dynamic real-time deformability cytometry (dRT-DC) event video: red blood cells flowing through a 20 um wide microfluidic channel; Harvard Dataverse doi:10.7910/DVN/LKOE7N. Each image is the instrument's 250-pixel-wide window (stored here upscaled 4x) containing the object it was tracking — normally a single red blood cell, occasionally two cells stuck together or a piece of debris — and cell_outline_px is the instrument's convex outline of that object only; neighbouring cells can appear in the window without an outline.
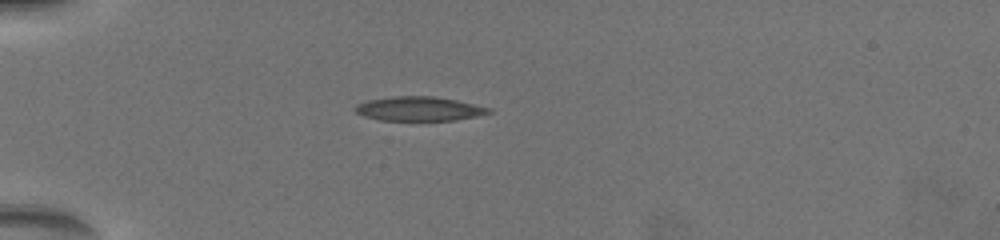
{"species": "common noctule bat (a hibernating species)", "species_latin": "Nyctalus noctula", "temperature_condition": "warm", "stored_images_in_passage": 30, "camera_frame_rate_fps": 3000, "um_per_image_px": 0.085, "animal": {"sex": "female", "body_mass_g": 19.5, "forearm_length_mm": 54.1}, "frame": {"image": 1, "passage_image": 1, "time_ms": 0.0, "image_size_px": [1000, 240], "cell_outline_px": [[492, 112], [476, 116], [456, 120], [380, 120], [364, 116], [356, 112], [352, 108], [356, 104], [368, 100], [392, 96], [436, 96], [456, 100], [492, 108]], "centroid_in_image_um": [35.61, 9.24], "position_along_channel_um": 49.4, "area_um2": 18.9}}
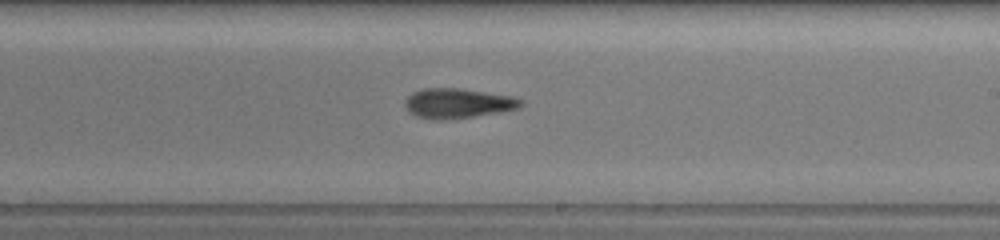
{"frame": {"image": 2, "passage_image": 17, "time_ms": 6.0, "image_size_px": [1000, 240], "cell_outline_px": [[524, 104], [520, 108], [500, 112], [444, 120], [432, 120], [416, 116], [404, 104], [404, 100], [412, 92], [424, 88], [460, 88], [512, 96], [524, 100]], "centroid_in_image_um": [38.93, 8.77], "position_along_channel_um": 250.1, "area_um2": 20.17}}
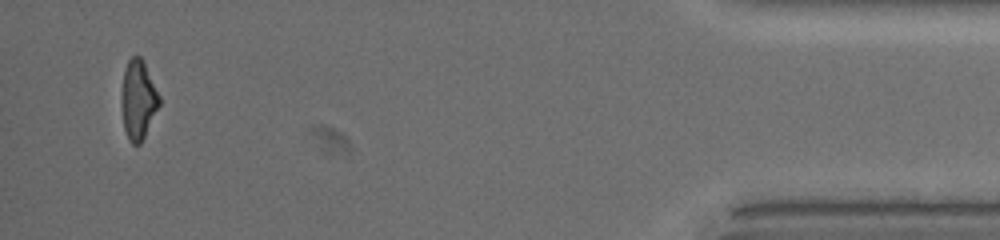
{"frame": {"image": 3, "passage_image": 29, "time_ms": 12.333, "image_size_px": [1000, 240], "cell_outline_px": [[160, 104], [140, 144], [132, 144], [128, 140], [124, 128], [120, 100], [124, 72], [128, 60], [132, 56], [140, 56], [160, 96]], "centroid_in_image_um": [11.72, 8.5], "position_along_channel_um": 423.5, "area_um2": 17.22}, "authors_computed_cell_mechanics": {"area_um2": 19.4497, "velocity_mm_per_s": 3.8204, "shape_relaxation_time_tau1_ms": 4.4984, "shape_relaxation_time_tau2_ms": 3.143, "deformation_change_tau1": 0.1649, "deformation_change_tau2": 0.1146}}